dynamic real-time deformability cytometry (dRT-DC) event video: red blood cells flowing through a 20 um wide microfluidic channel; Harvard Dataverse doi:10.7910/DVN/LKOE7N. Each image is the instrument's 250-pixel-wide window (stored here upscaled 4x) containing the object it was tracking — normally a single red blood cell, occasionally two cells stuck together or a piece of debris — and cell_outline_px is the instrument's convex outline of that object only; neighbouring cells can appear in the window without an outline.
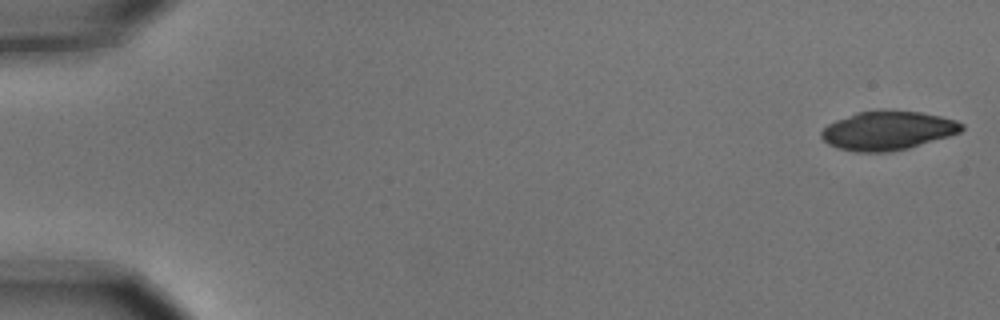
{"species": "common noctule bat (a hibernating species)", "species_latin": "Nyctalus noctula", "temperature_condition": "cold", "stored_images_in_passage": 6, "segment_of_instrument_passage": [1, 2], "camera_frame_rate_fps": 3000, "um_per_image_px": 0.085, "animal": {"sex": "male", "body_mass_g": 15.6}, "frame": {"image": 1, "passage_image": 1, "time_ms": 0.0, "image_size_px": [1000, 320], "cell_outline_px": [[964, 128], [960, 132], [948, 136], [908, 148], [888, 152], [856, 152], [836, 148], [828, 144], [820, 136], [820, 132], [828, 124], [836, 120], [856, 112], [920, 112], [940, 116], [956, 120], [964, 124]], "centroid_in_image_um": [75.44, 11.12], "position_along_channel_um": 9.6, "area_um2": 31.27}}